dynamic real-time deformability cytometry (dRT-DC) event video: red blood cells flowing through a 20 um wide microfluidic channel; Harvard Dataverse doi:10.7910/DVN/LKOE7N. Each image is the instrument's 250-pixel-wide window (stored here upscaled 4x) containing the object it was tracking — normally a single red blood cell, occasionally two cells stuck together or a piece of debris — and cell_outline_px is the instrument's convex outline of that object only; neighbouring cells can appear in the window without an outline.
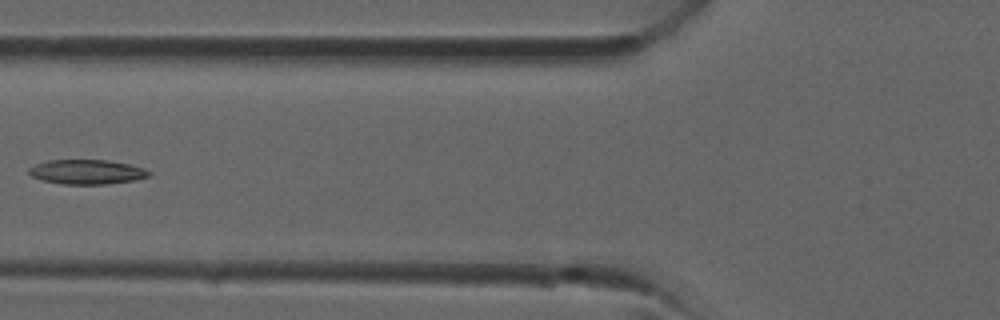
{"species": "common noctule bat (a hibernating species)", "species_latin": "Nyctalus noctula", "temperature_condition": "room temperature", "stored_images_in_passage": 34, "camera_frame_rate_fps": 3000, "um_per_image_px": 0.085, "animal": {"sex": "male", "forearm_length_mm": 52.5}, "frame": {"image": 1, "passage_image": 14, "time_ms": 4.333, "image_size_px": [1000, 320], "cell_outline_px": [[152, 172], [148, 176], [136, 180], [104, 184], [60, 184], [44, 180], [32, 176], [28, 172], [28, 168], [36, 164], [48, 160], [108, 160], [128, 164], [144, 168]], "centroid_in_image_um": [7.39, 14.61], "position_along_channel_um": 118.4, "area_um2": 17.11}}
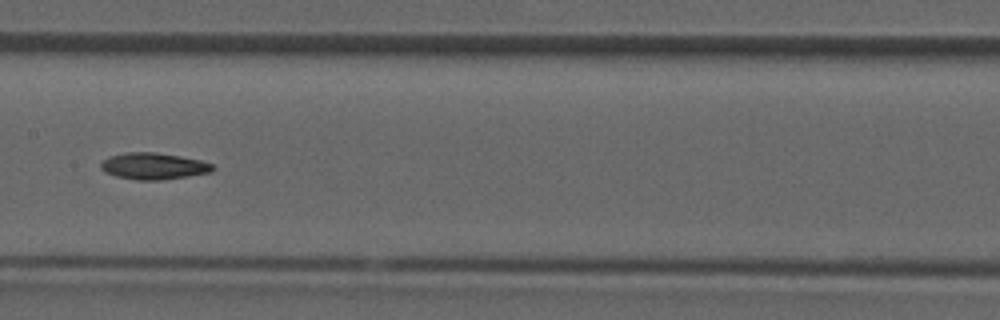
{"frame": {"image": 2, "passage_image": 18, "time_ms": 5.667, "image_size_px": [1000, 320], "cell_outline_px": [[216, 168], [212, 172], [164, 180], [136, 180], [116, 176], [104, 172], [100, 168], [100, 164], [108, 156], [124, 152], [152, 152], [180, 156], [200, 160], [212, 164]], "centroid_in_image_um": [13.04, 14.12], "position_along_channel_um": 194.4, "area_um2": 17.46}}
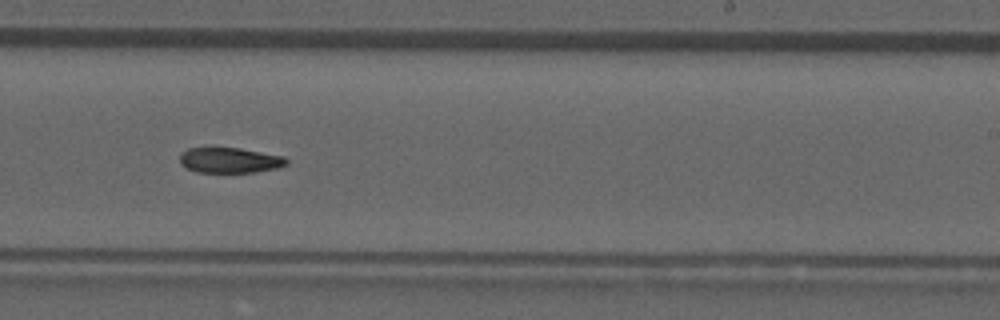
{"frame": {"image": 3, "passage_image": 22, "time_ms": 7.0, "image_size_px": [1000, 320], "cell_outline_px": [[288, 164], [276, 168], [256, 172], [196, 172], [180, 164], [180, 152], [188, 148], [208, 144], [212, 144], [240, 148], [284, 156], [288, 160]], "centroid_in_image_um": [19.46, 13.56], "position_along_channel_um": 269.5, "area_um2": 16.59}}